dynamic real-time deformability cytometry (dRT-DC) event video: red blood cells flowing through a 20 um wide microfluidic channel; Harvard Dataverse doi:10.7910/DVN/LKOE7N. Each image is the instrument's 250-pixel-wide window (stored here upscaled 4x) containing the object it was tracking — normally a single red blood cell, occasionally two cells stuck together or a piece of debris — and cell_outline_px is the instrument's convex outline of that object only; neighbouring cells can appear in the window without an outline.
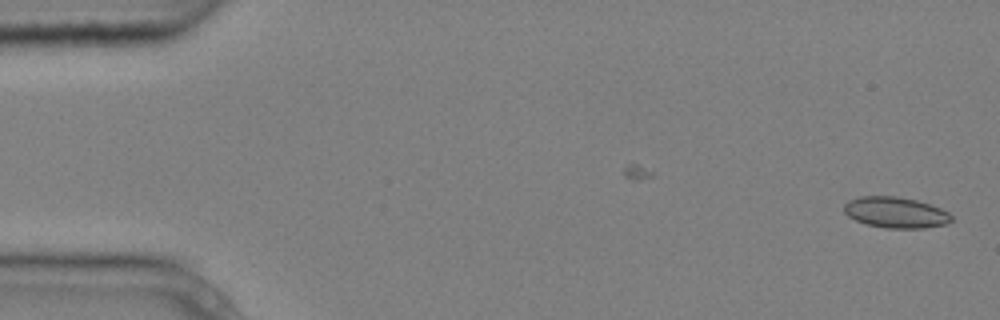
{"species": "common noctule bat (a hibernating species)", "species_latin": "Nyctalus noctula", "temperature_condition": "cold", "stored_images_in_passage": 2, "camera_frame_rate_fps": 3000, "um_per_image_px": 0.085, "animal": {"sex": "male", "body_mass_g": 20.4}, "frame": {"image": 1, "passage_image": 2, "time_ms": 0.333, "image_size_px": [1000, 320], "cell_outline_px": [[952, 220], [948, 224], [924, 228], [884, 228], [868, 224], [856, 220], [848, 216], [844, 212], [844, 204], [848, 200], [860, 196], [896, 196], [916, 200], [940, 208], [948, 212], [952, 216]], "centroid_in_image_um": [76.13, 18.06], "position_along_channel_um": 8.9, "area_um2": 19.36}}